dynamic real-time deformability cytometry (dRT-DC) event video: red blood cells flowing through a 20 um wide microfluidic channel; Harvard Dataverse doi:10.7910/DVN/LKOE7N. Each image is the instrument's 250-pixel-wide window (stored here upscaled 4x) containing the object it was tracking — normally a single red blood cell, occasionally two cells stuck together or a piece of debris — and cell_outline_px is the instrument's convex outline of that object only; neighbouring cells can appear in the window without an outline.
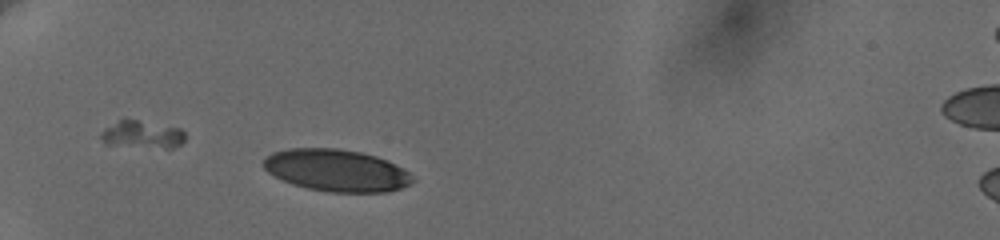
{"species": "human", "species_latin": "Homo sapiens", "temperature_condition": "cold", "stored_images_in_passage": 13, "camera_frame_rate_fps": 3000, "um_per_image_px": 0.085, "donor": {"sex": "female"}, "frame": {"image": 1, "passage_image": 10, "time_ms": 2.667, "image_size_px": [1000, 240], "cell_outline_px": [[416, 180], [412, 184], [388, 192], [328, 192], [308, 188], [292, 184], [280, 180], [268, 172], [260, 164], [264, 156], [272, 152], [288, 148], [336, 148], [360, 152], [376, 156], [388, 160], [408, 172]], "centroid_in_image_um": [28.56, 14.48], "position_along_channel_um": 56.4, "area_um2": 36.93}}